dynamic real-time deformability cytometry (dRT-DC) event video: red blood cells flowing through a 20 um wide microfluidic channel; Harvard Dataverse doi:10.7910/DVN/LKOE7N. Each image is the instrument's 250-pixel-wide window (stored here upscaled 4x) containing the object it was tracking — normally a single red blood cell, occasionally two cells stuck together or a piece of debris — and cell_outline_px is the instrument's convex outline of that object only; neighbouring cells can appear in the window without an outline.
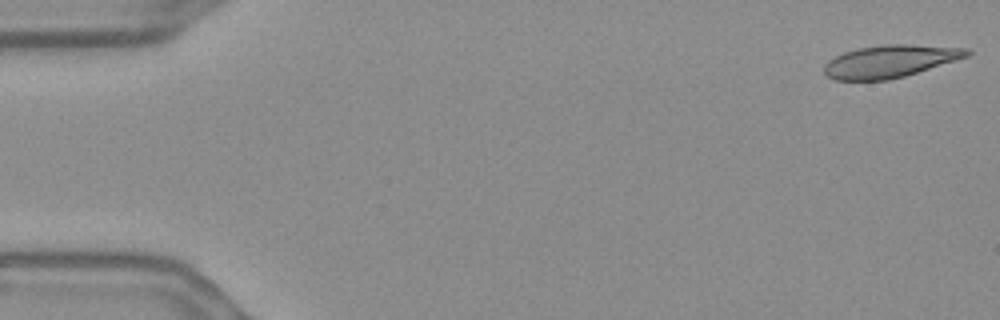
{"species": "Egyptian fruit bat (a non-hibernating species)", "species_latin": "Rousettus aegyptiacus", "temperature_condition": "warm", "stored_images_in_passage": 55, "camera_frame_rate_fps": 3000, "um_per_image_px": 0.085, "frame": {"image": 1, "passage_image": 1, "time_ms": 0.0, "image_size_px": [1000, 320], "cell_outline_px": [[972, 52], [968, 56], [956, 60], [904, 76], [888, 80], [836, 80], [828, 76], [824, 72], [824, 64], [828, 60], [844, 52], [860, 48], [884, 44], [908, 44], [968, 48]], "centroid_in_image_um": [75.65, 5.2], "position_along_channel_um": 9.4, "area_um2": 26.82}}
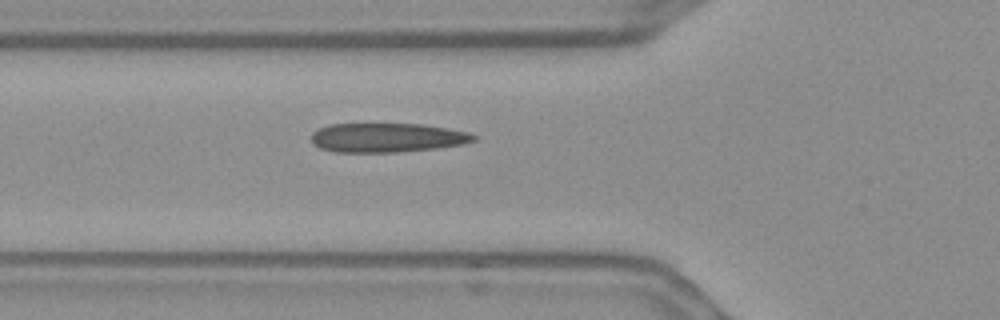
{"frame": {"image": 2, "passage_image": 19, "time_ms": 6.0, "image_size_px": [1000, 320], "cell_outline_px": [[476, 140], [464, 144], [436, 148], [396, 152], [336, 152], [320, 148], [312, 144], [312, 132], [328, 124], [424, 124], [448, 128], [468, 132], [476, 136]], "centroid_in_image_um": [32.9, 11.7], "position_along_channel_um": 92.9, "area_um2": 27.69}}
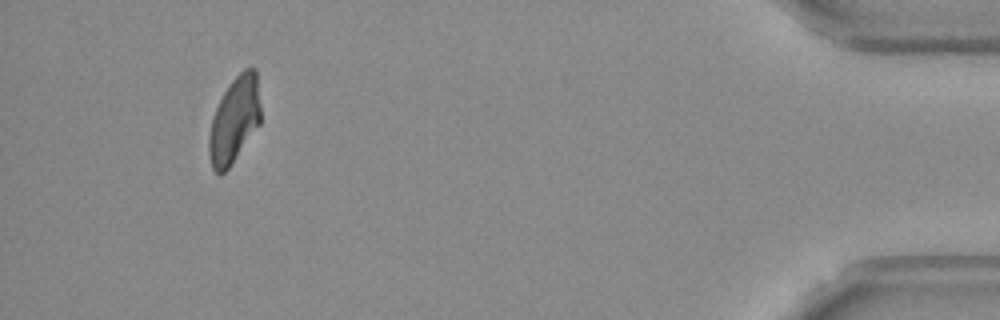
{"frame": {"image": 3, "passage_image": 51, "time_ms": 16.667, "image_size_px": [1000, 320], "cell_outline_px": [[260, 124], [228, 168], [220, 176], [212, 168], [208, 152], [208, 136], [212, 116], [224, 92], [232, 80], [244, 68], [256, 68], [260, 104]], "centroid_in_image_um": [19.91, 10.2], "position_along_channel_um": 415.3, "area_um2": 25.84}, "authors_computed_cell_mechanics": {"area_um2": 27.744, "velocity_mm_per_s": 3.6552, "shape_relaxation_time_tau1_ms": null, "shape_relaxation_time_tau2_ms": 1.3488, "deformation_change_tau1": null, "deformation_change_tau2": 0.093}}